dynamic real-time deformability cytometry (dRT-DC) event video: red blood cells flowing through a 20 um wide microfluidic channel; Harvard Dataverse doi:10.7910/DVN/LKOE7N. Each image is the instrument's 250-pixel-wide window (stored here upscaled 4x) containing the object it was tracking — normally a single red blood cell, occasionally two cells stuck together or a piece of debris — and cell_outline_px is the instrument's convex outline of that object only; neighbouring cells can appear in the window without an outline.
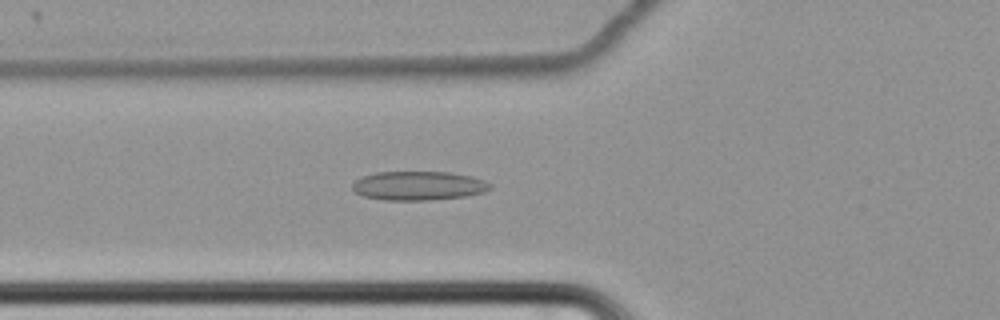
{"species": "common noctule bat (a hibernating species)", "species_latin": "Nyctalus noctula", "temperature_condition": "cold", "stored_images_in_passage": 47, "camera_frame_rate_fps": 3000, "um_per_image_px": 0.085, "animal": {"sex": "female", "body_mass_g": 22.7, "forearm_length_mm": 54.2}, "frame": {"image": 1, "passage_image": 9, "time_ms": 2.667, "image_size_px": [1000, 320], "cell_outline_px": [[492, 188], [484, 192], [464, 196], [432, 200], [384, 200], [364, 196], [356, 192], [352, 188], [352, 184], [356, 180], [364, 176], [376, 172], [448, 172], [472, 176], [484, 180], [492, 184]], "centroid_in_image_um": [35.6, 15.79], "position_along_channel_um": 90.2, "area_um2": 23.24}}
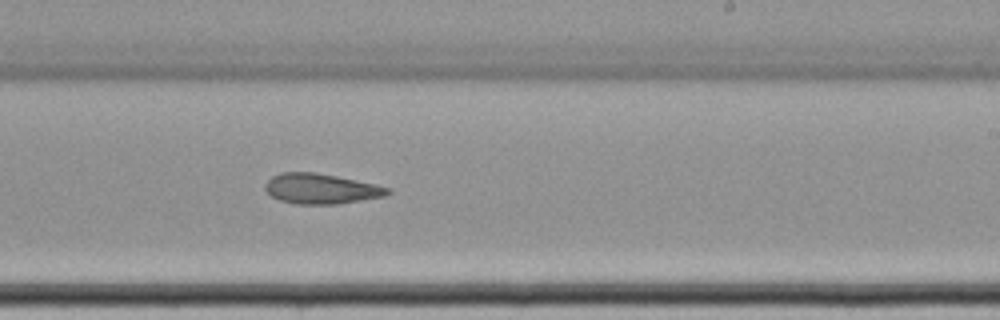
{"frame": {"image": 2, "passage_image": 24, "time_ms": 7.667, "image_size_px": [1000, 320], "cell_outline_px": [[392, 192], [388, 196], [336, 204], [296, 204], [280, 200], [272, 196], [264, 188], [264, 184], [272, 176], [280, 172], [316, 172], [336, 176], [392, 188]], "centroid_in_image_um": [27.3, 16.04], "position_along_channel_um": 261.7, "area_um2": 21.62}}
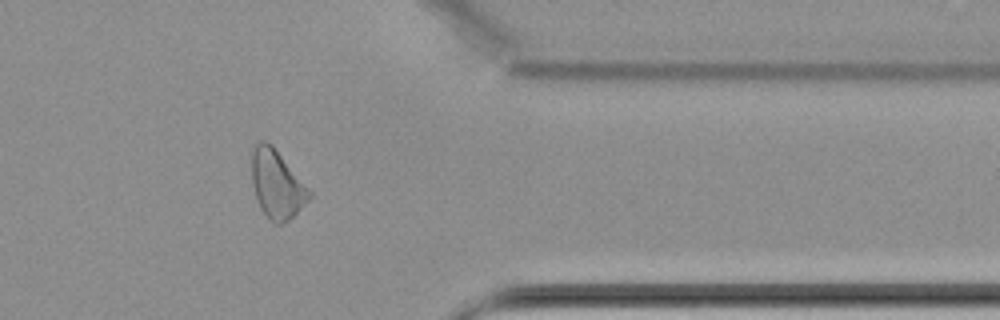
{"frame": {"image": 3, "passage_image": 36, "time_ms": 11.667, "image_size_px": [1000, 320], "cell_outline_px": [[312, 196], [288, 220], [280, 224], [276, 224], [260, 208], [252, 184], [252, 152], [256, 144], [260, 140], [264, 140], [272, 144], [312, 192]], "centroid_in_image_um": [23.52, 15.63], "position_along_channel_um": 387.9, "area_um2": 22.48}}